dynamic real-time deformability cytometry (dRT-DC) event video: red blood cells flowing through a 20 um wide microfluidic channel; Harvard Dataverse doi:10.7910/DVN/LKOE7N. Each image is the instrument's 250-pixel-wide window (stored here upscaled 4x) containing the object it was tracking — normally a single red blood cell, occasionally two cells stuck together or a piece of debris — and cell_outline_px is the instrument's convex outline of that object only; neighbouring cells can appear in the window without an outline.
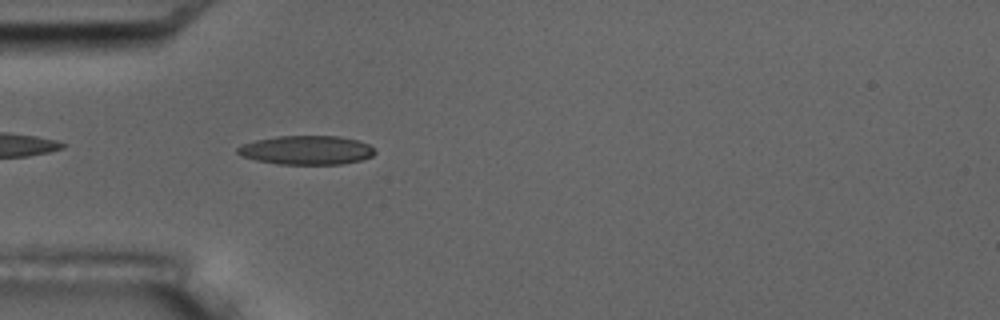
{"species": "common noctule bat (a hibernating species)", "species_latin": "Nyctalus noctula", "temperature_condition": "room temperature", "stored_images_in_passage": 2, "camera_frame_rate_fps": 3000, "um_per_image_px": 0.085, "animal": {"sex": "male", "body_mass_g": 17.5, "forearm_length_mm": 52.3}, "frame": {"image": 1, "passage_image": 2, "time_ms": 1.333, "image_size_px": [1000, 320], "cell_outline_px": [[376, 152], [372, 156], [360, 160], [340, 164], [280, 164], [256, 160], [240, 156], [236, 152], [236, 148], [240, 144], [256, 140], [276, 136], [340, 136], [356, 140], [368, 144], [376, 148]], "centroid_in_image_um": [26.03, 12.75], "position_along_channel_um": 59.0, "area_um2": 23.29}}